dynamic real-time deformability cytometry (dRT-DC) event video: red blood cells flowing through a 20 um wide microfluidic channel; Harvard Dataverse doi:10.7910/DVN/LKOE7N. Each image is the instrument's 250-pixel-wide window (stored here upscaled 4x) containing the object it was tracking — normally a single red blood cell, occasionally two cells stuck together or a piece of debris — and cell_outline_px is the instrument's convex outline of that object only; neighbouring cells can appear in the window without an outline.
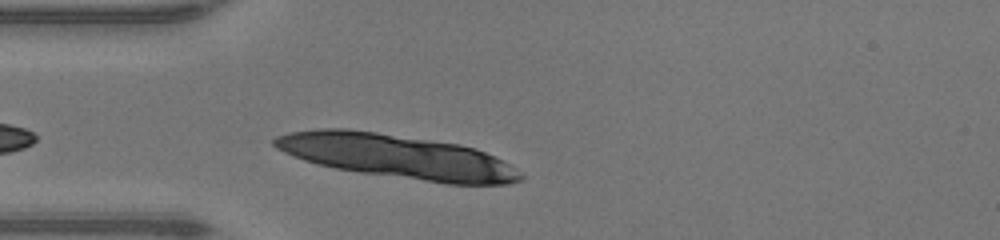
{"species": "human", "species_latin": "Homo sapiens", "temperature_condition": "warm", "stored_images_in_passage": 3, "camera_frame_rate_fps": 3000, "um_per_image_px": 0.085, "donor": {"sex": "male"}, "frame": {"image": 1, "passage_image": 2, "time_ms": 0.333, "image_size_px": [1000, 240], "cell_outline_px": [[524, 176], [520, 180], [508, 184], [448, 184], [360, 172], [336, 168], [316, 164], [304, 160], [284, 152], [276, 148], [272, 144], [272, 140], [276, 136], [288, 132], [316, 128], [348, 128], [460, 144], [476, 148], [508, 164]], "centroid_in_image_um": [33.69, 13.28], "position_along_channel_um": 51.3, "area_um2": 62.66}}